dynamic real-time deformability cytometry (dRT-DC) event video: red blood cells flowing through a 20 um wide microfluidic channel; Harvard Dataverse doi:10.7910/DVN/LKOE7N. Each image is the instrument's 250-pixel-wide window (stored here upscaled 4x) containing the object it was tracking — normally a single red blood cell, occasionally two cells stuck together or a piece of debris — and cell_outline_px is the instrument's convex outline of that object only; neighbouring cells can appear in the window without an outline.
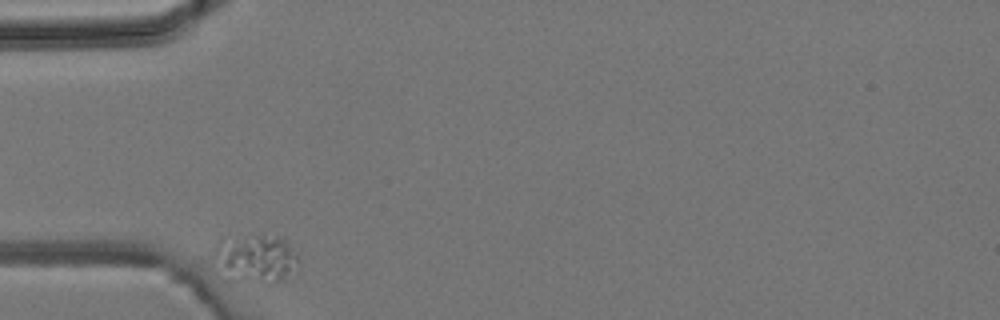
{"species": "common noctule bat (a hibernating species)", "species_latin": "Nyctalus noctula", "temperature_condition": "room temperature", "stored_images_in_passage": 2, "camera_frame_rate_fps": 3000, "um_per_image_px": 0.085, "animal": {"sex": "male", "body_mass_g": 19.2, "forearm_length_mm": 51.8}, "frame": {"image": 1, "passage_image": 1, "time_ms": 0.0, "image_size_px": [1000, 320], "cell_outline_px": [[296, 276], [276, 280], [224, 280], [216, 252], [216, 244], [260, 232], [264, 232], [276, 236], [284, 240], [288, 244], [296, 256]], "centroid_in_image_um": [21.8, 21.95], "position_along_channel_um": 63.2, "area_um2": 22.89}}
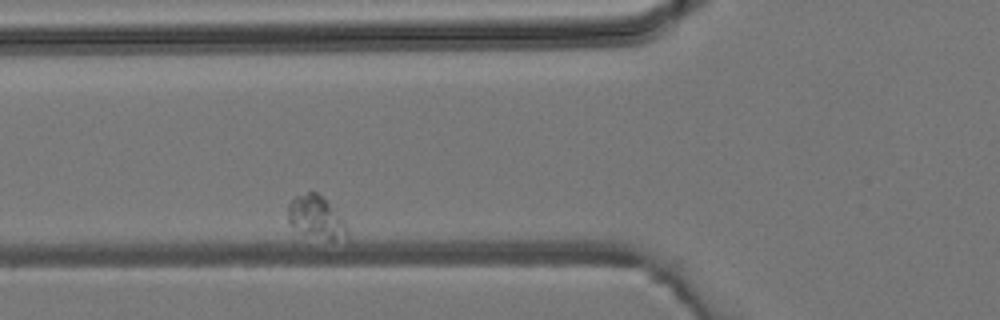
{"frame": {"image": 2, "passage_image": 2, "time_ms": 1.333, "image_size_px": [1000, 320], "cell_outline_px": [[348, 240], [328, 240], [308, 232], [292, 224], [288, 220], [288, 204], [296, 196], [308, 192], [316, 192], [340, 216], [348, 232]], "centroid_in_image_um": [26.91, 18.46], "position_along_channel_um": 98.9, "area_um2": 13.76}}